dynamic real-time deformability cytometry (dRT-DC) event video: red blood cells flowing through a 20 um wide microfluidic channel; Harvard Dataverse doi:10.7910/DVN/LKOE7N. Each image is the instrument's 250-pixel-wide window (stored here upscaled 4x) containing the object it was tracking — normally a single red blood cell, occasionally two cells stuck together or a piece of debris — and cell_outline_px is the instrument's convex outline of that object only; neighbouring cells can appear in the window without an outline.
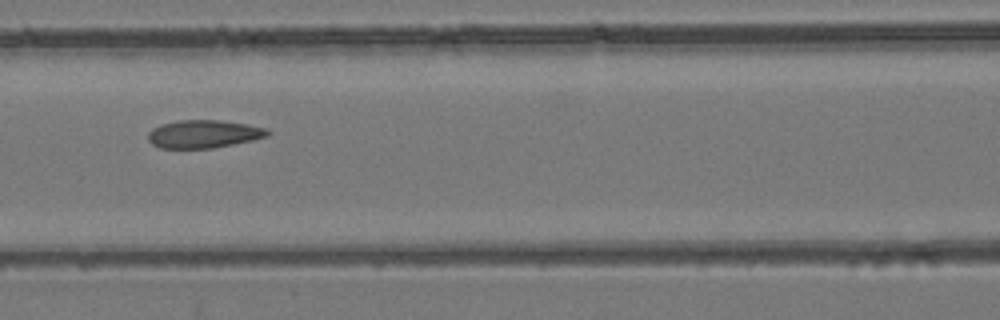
{"species": "common noctule bat (a hibernating species)", "species_latin": "Nyctalus noctula", "temperature_condition": "room temperature", "stored_images_in_passage": 7, "camera_frame_rate_fps": 3000, "um_per_image_px": 0.085, "animal": {"sex": "female", "body_mass_g": 24.6, "forearm_length_mm": 56.2}, "frame": {"image": 1, "passage_image": 3, "time_ms": 0.667, "image_size_px": [1000, 320], "cell_outline_px": [[272, 132], [268, 136], [252, 140], [212, 148], [160, 148], [152, 144], [148, 140], [148, 132], [152, 128], [160, 124], [180, 120], [216, 120], [248, 124], [268, 128]], "centroid_in_image_um": [17.32, 11.38], "position_along_channel_um": 149.3, "area_um2": 19.54}}
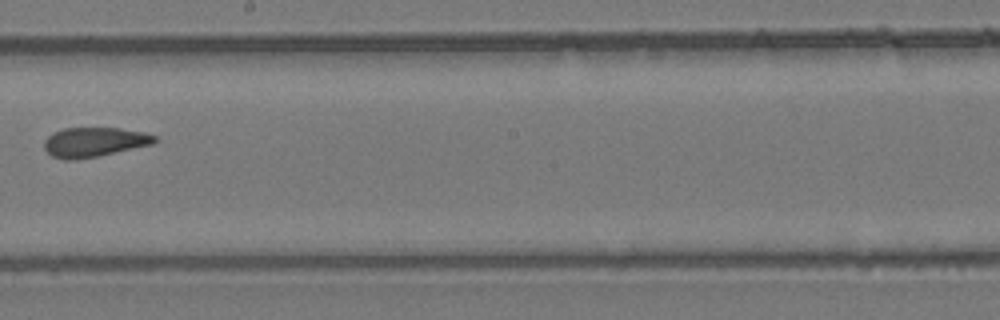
{"frame": {"image": 2, "passage_image": 5, "time_ms": 1.333, "image_size_px": [1000, 320], "cell_outline_px": [[160, 140], [152, 144], [100, 156], [76, 160], [64, 160], [52, 156], [44, 148], [44, 140], [52, 132], [64, 128], [120, 128], [144, 132], [156, 136]], "centroid_in_image_um": [8.01, 12.08], "position_along_channel_um": 240.2, "area_um2": 19.25}}
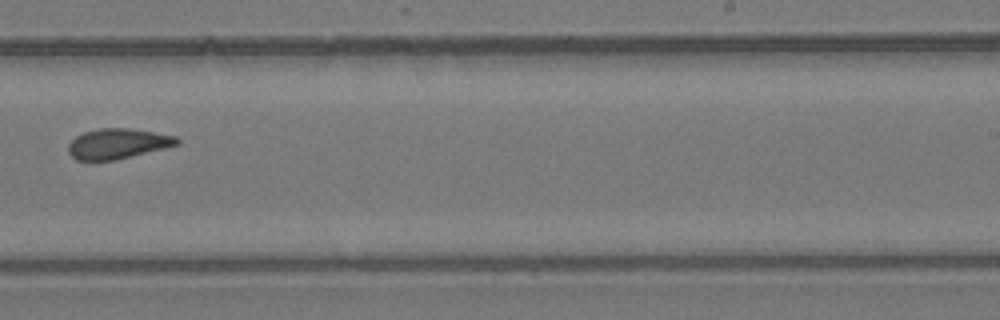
{"frame": {"image": 3, "passage_image": 6, "time_ms": 1.667, "image_size_px": [1000, 320], "cell_outline_px": [[180, 144], [116, 160], [76, 160], [68, 152], [68, 144], [76, 136], [84, 132], [100, 128], [128, 128], [176, 136], [180, 140]], "centroid_in_image_um": [10.0, 12.21], "position_along_channel_um": 279.0, "area_um2": 19.02}}